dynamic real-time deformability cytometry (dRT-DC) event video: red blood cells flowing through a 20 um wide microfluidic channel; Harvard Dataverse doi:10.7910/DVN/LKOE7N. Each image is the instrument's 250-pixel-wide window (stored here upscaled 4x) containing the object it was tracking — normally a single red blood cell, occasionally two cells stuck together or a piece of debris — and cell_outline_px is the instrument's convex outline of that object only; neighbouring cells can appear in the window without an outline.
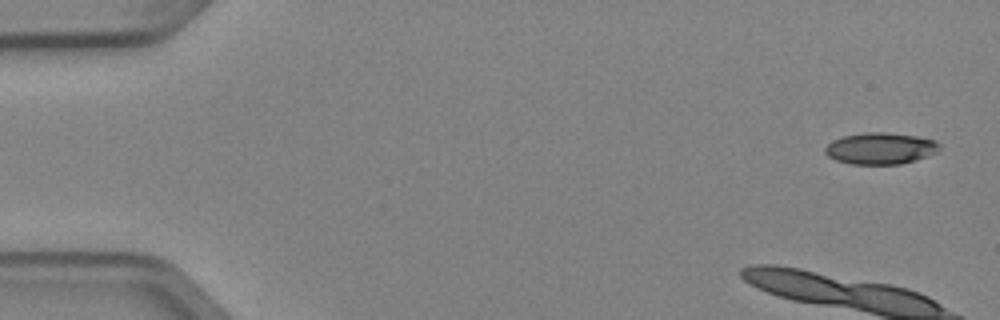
{"species": "Egyptian fruit bat (a non-hibernating species)", "species_latin": "Rousettus aegyptiacus", "temperature_condition": "cold", "stored_images_in_passage": 6, "camera_frame_rate_fps": 3000, "um_per_image_px": 0.085, "animal": {"sex": "female"}, "frame": {"image": 1, "passage_image": 1, "time_ms": 0.0, "image_size_px": [1000, 320], "cell_outline_px": [[940, 148], [936, 152], [928, 156], [916, 160], [900, 164], [852, 164], [836, 160], [828, 156], [824, 152], [824, 148], [832, 140], [844, 136], [864, 132], [884, 132], [916, 136], [936, 140], [940, 144]], "centroid_in_image_um": [74.84, 12.61], "position_along_channel_um": 10.2, "area_um2": 21.1}}